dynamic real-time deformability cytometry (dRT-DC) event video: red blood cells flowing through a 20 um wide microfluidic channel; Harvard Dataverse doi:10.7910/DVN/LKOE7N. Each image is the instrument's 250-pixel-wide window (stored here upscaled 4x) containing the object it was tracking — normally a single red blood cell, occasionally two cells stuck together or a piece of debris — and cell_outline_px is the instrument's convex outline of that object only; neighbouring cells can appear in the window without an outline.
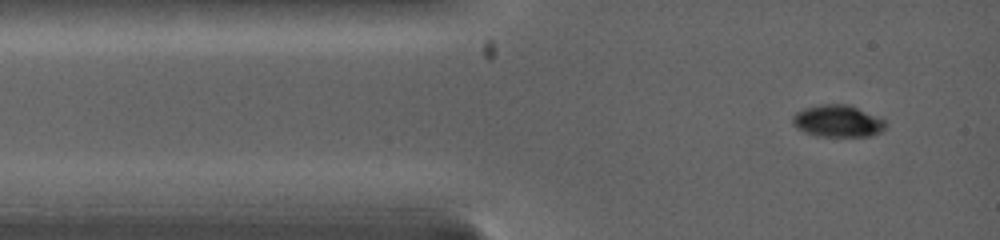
{"species": "common noctule bat (a hibernating species)", "species_latin": "Nyctalus noctula", "temperature_condition": "warm", "stored_images_in_passage": 28, "camera_frame_rate_fps": 5000, "um_per_image_px": 0.085, "animal": {"sex": "female", "body_mass_g": 19.0, "forearm_length_mm": 53.3}, "frame": {"image": 1, "passage_image": 1, "time_ms": 0.0, "image_size_px": [1000, 240], "cell_outline_px": [[888, 124], [880, 132], [872, 136], [820, 136], [804, 132], [796, 128], [792, 124], [792, 116], [796, 112], [804, 108], [820, 104], [848, 104], [884, 120]], "centroid_in_image_um": [71.17, 10.29], "position_along_channel_um": 13.8, "area_um2": 17.28}}
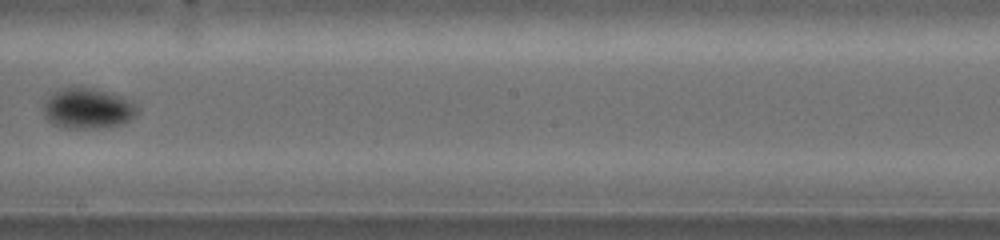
{"frame": {"image": 2, "passage_image": 9, "time_ms": 6.4, "image_size_px": [1000, 240], "cell_outline_px": [[140, 108], [136, 116], [120, 124], [96, 128], [68, 128], [56, 124], [48, 120], [44, 112], [44, 104], [56, 92], [64, 88], [76, 84], [108, 92], [128, 100], [136, 104]], "centroid_in_image_um": [7.5, 9.2], "position_along_channel_um": 240.7, "area_um2": 21.85}}
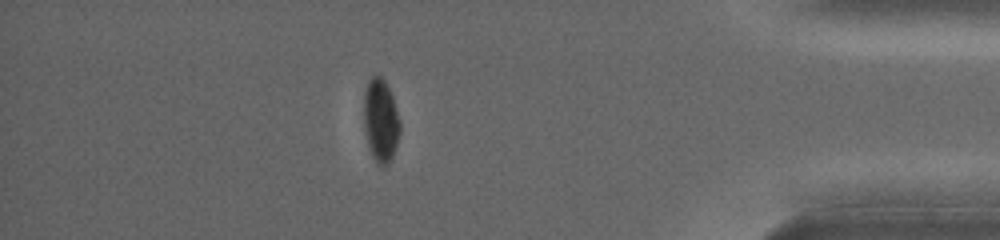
{"frame": {"image": 3, "passage_image": 20, "time_ms": 11.4, "image_size_px": [1000, 240], "cell_outline_px": [[400, 132], [392, 156], [388, 164], [380, 168], [372, 156], [368, 144], [364, 128], [364, 92], [368, 80], [376, 72], [384, 80], [392, 96], [400, 120]], "centroid_in_image_um": [32.35, 10.23], "position_along_channel_um": 402.9, "area_um2": 17.57}, "authors_computed_cell_mechanics": {"area_um2": 18.9006, "velocity_mm_per_s": 4.0776, "shape_relaxation_time_tau1_ms": 1.8409, "shape_relaxation_time_tau2_ms": null, "deformation_change_tau1": 0.1009, "deformation_change_tau2": null}}